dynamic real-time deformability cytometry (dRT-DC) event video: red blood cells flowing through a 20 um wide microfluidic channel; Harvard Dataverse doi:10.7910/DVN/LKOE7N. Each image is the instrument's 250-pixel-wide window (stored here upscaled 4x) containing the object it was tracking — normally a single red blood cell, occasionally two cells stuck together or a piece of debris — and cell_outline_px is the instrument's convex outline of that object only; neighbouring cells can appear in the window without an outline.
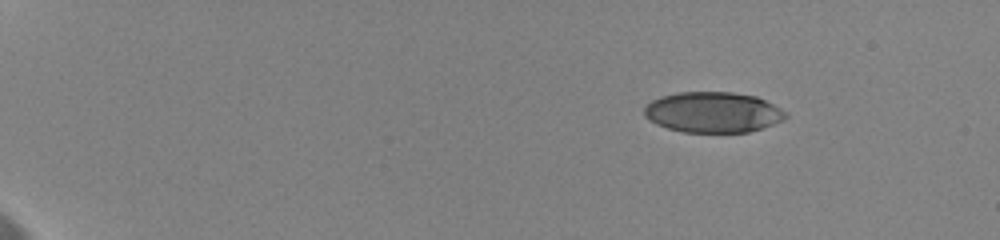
{"species": "human", "species_latin": "Homo sapiens", "temperature_condition": "cold", "stored_images_in_passage": 44, "camera_frame_rate_fps": 3000, "um_per_image_px": 0.085, "donor": {"sex": "female"}, "frame": {"image": 1, "passage_image": 1, "time_ms": 0.0, "image_size_px": [1000, 240], "cell_outline_px": [[788, 116], [784, 120], [748, 132], [684, 132], [668, 128], [656, 124], [648, 120], [644, 116], [644, 108], [652, 100], [660, 96], [680, 92], [732, 92], [756, 96], [780, 108]], "centroid_in_image_um": [60.57, 9.54], "position_along_channel_um": 24.4, "area_um2": 33.35}}
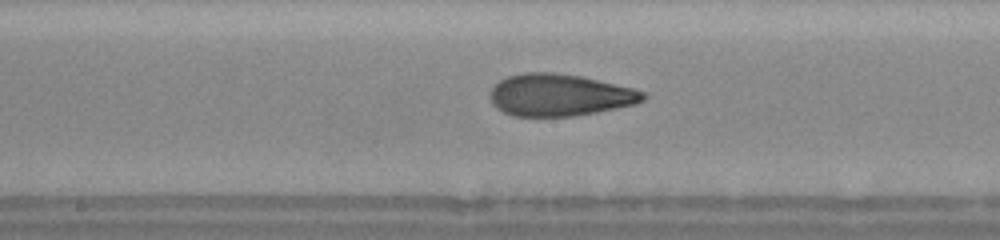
{"frame": {"image": 2, "passage_image": 28, "time_ms": 8.667, "image_size_px": [1000, 240], "cell_outline_px": [[644, 100], [636, 104], [596, 112], [572, 116], [512, 116], [496, 108], [492, 104], [488, 96], [492, 88], [500, 80], [508, 76], [524, 72], [552, 72], [580, 76], [632, 88], [644, 92]], "centroid_in_image_um": [47.51, 8.08], "position_along_channel_um": 200.7, "area_um2": 37.34}}
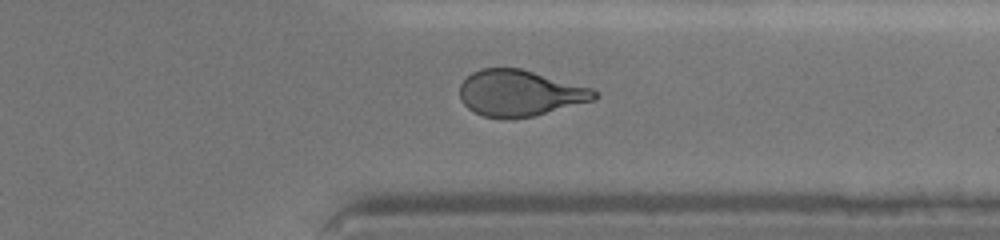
{"frame": {"image": 3, "passage_image": 44, "time_ms": 13.333, "image_size_px": [1000, 240], "cell_outline_px": [[600, 96], [596, 100], [532, 116], [504, 120], [484, 116], [468, 108], [460, 100], [460, 84], [472, 72], [480, 68], [520, 68], [592, 88]], "centroid_in_image_um": [44.18, 7.92], "position_along_channel_um": 367.2, "area_um2": 36.3}}